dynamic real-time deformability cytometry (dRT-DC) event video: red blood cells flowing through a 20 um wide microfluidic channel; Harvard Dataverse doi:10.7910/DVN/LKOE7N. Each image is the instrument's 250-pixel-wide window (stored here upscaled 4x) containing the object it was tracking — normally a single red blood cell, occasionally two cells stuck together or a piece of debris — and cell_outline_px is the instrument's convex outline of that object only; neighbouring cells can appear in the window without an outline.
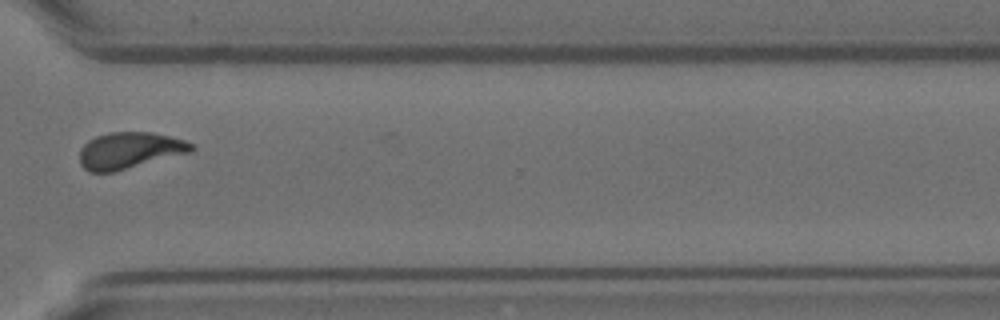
{"species": "Egyptian fruit bat (a non-hibernating species)", "species_latin": "Rousettus aegyptiacus", "temperature_condition": "room temperature", "stored_images_in_passage": 15, "camera_frame_rate_fps": 3000, "um_per_image_px": 0.085, "animal": {"sex": "female"}, "frame": {"image": 1, "passage_image": 12, "time_ms": 3.667, "image_size_px": [1000, 320], "cell_outline_px": [[196, 148], [192, 152], [116, 172], [88, 172], [80, 164], [80, 148], [88, 140], [96, 136], [108, 132], [152, 132], [184, 140], [192, 144]], "centroid_in_image_um": [11.01, 12.8], "position_along_channel_um": 359.6, "area_um2": 24.04}}
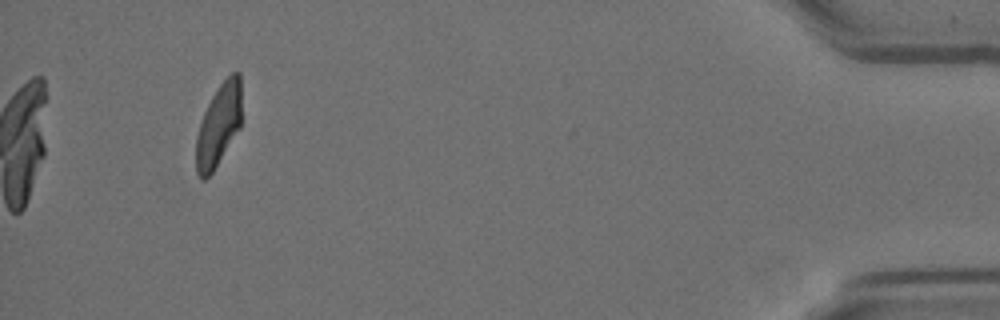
{"frame": {"image": 2, "passage_image": 15, "time_ms": 4.667, "image_size_px": [1000, 320], "cell_outline_px": [[240, 128], [212, 172], [204, 180], [200, 180], [196, 172], [196, 136], [200, 120], [212, 96], [220, 84], [232, 72], [240, 72]], "centroid_in_image_um": [18.56, 10.66], "position_along_channel_um": 416.6, "area_um2": 21.62}}